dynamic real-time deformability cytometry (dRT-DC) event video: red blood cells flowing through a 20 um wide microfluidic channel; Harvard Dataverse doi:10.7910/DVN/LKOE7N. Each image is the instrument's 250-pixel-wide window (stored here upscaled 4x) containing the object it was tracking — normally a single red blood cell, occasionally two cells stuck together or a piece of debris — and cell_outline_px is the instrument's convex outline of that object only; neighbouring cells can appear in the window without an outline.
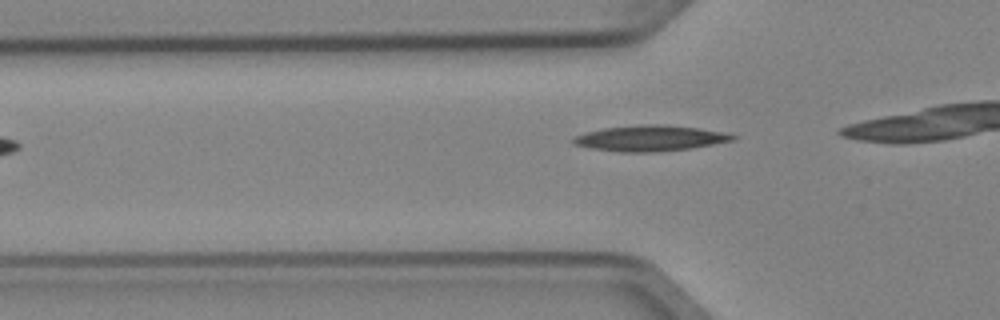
{"species": "Egyptian fruit bat (a non-hibernating species)", "species_latin": "Rousettus aegyptiacus", "temperature_condition": "cold", "stored_images_in_passage": 2, "camera_frame_rate_fps": 3000, "um_per_image_px": 0.085, "animal": {"sex": "female"}, "frame": {"image": 1, "passage_image": 2, "time_ms": 0.333, "image_size_px": [1000, 320], "cell_outline_px": [[736, 140], [692, 148], [656, 152], [620, 152], [592, 148], [572, 144], [572, 140], [576, 136], [584, 132], [604, 128], [640, 124], [660, 124], [700, 128], [732, 132], [736, 136]], "centroid_in_image_um": [55.33, 11.74], "position_along_channel_um": 70.5, "area_um2": 24.22}}